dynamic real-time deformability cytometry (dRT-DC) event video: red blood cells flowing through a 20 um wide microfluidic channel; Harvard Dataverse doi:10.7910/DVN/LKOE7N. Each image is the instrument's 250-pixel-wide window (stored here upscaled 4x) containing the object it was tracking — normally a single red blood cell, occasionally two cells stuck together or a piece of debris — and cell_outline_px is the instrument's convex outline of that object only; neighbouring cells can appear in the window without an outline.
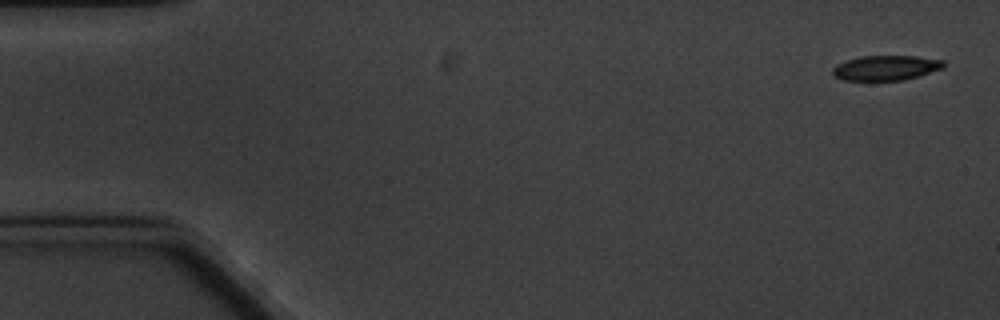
{"species": "common noctule bat (a hibernating species)", "species_latin": "Nyctalus noctula", "temperature_condition": "cold", "stored_images_in_passage": 6, "segment_of_instrument_passage": [1, 2], "camera_frame_rate_fps": 3000, "um_per_image_px": 0.085, "animal": {"sex": "male", "body_mass_g": 20.1, "forearm_length_mm": 53.5}, "frame": {"image": 1, "passage_image": 1, "time_ms": 0.0, "image_size_px": [1000, 320], "cell_outline_px": [[944, 68], [904, 80], [844, 80], [832, 76], [832, 68], [848, 60], [860, 56], [916, 56], [944, 60]], "centroid_in_image_um": [75.31, 5.77], "position_along_channel_um": 9.7, "area_um2": 16.01}}
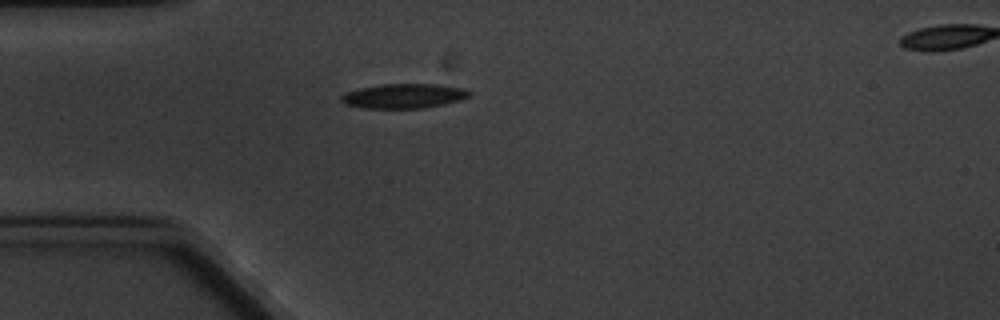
{"frame": {"image": 2, "passage_image": 5, "time_ms": 4.667, "image_size_px": [1000, 320], "cell_outline_px": [[472, 92], [468, 96], [460, 100], [444, 104], [424, 108], [364, 108], [344, 104], [340, 100], [340, 96], [348, 92], [360, 88], [380, 84], [440, 84], [464, 88]], "centroid_in_image_um": [34.33, 8.15], "position_along_channel_um": 50.7, "area_um2": 18.38}}